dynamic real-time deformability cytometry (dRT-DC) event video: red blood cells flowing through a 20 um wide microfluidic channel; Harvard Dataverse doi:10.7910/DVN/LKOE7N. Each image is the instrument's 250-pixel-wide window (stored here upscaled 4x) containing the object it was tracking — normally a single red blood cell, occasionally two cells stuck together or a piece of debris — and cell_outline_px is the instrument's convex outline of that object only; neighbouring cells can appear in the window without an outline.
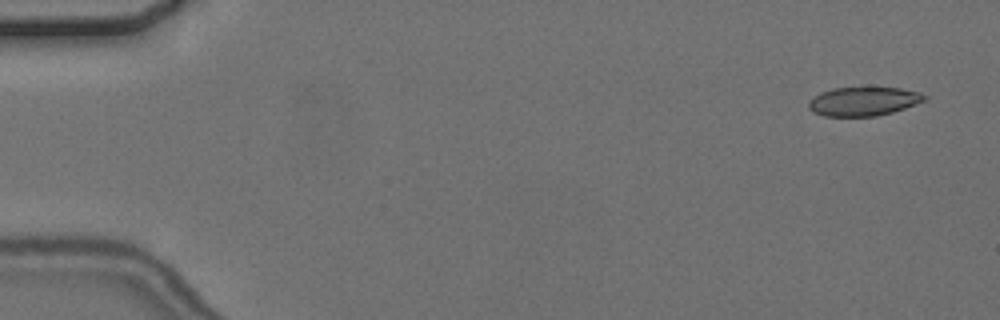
{"species": "common noctule bat (a hibernating species)", "species_latin": "Nyctalus noctula", "temperature_condition": "cold", "stored_images_in_passage": 5, "camera_frame_rate_fps": 3000, "um_per_image_px": 0.085, "animal": {"sex": "female", "body_mass_g": 24.6, "forearm_length_mm": 56.2}, "frame": {"image": 1, "passage_image": 1, "time_ms": 0.0, "image_size_px": [1000, 320], "cell_outline_px": [[928, 96], [924, 100], [904, 108], [892, 112], [876, 116], [824, 116], [812, 112], [808, 108], [808, 100], [820, 92], [832, 88], [900, 88], [920, 92]], "centroid_in_image_um": [73.34, 8.62], "position_along_channel_um": 11.7, "area_um2": 19.42}}